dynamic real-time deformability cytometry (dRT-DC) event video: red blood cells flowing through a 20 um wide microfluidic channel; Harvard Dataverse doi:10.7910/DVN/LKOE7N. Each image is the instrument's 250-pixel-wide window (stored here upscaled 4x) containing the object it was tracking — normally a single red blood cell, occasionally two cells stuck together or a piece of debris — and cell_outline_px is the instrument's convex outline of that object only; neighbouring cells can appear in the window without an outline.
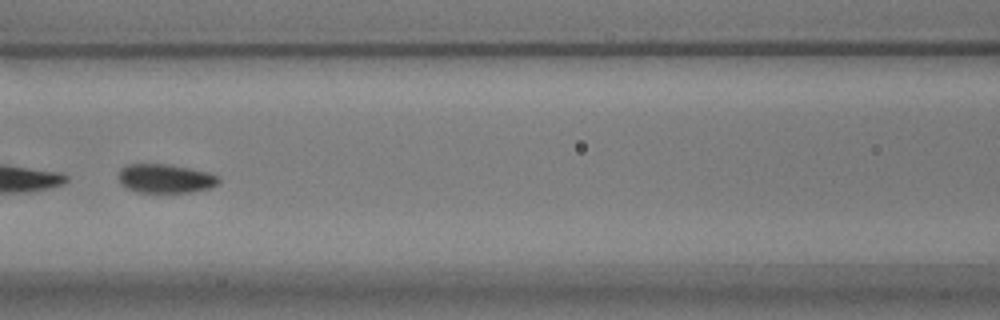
{"species": "common noctule bat (a hibernating species)", "species_latin": "Nyctalus noctula", "temperature_condition": "warm", "stored_images_in_passage": 33, "camera_frame_rate_fps": 3000, "um_per_image_px": 0.085, "animal": {"sex": "male", "body_mass_g": 17.9}, "frame": {"image": 1, "passage_image": 24, "time_ms": 7.667, "image_size_px": [1000, 320], "cell_outline_px": [[220, 184], [208, 188], [188, 192], [140, 192], [124, 188], [120, 184], [120, 168], [128, 164], [168, 164], [212, 172], [220, 176]], "centroid_in_image_um": [14.1, 15.16], "position_along_channel_um": 152.5, "area_um2": 17.05}}